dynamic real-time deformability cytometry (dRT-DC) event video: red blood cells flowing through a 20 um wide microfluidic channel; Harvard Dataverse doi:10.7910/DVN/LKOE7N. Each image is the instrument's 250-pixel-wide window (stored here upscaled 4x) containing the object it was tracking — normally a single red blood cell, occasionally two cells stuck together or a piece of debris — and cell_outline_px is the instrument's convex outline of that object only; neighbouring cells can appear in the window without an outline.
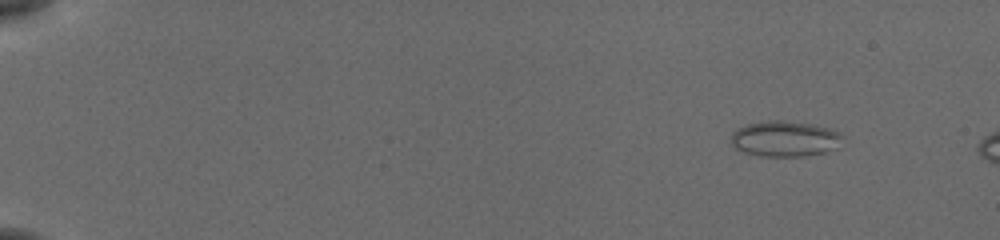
{"species": "common noctule bat (a hibernating species)", "species_latin": "Nyctalus noctula", "temperature_condition": "cold", "stored_images_in_passage": 55, "camera_frame_rate_fps": 3000, "um_per_image_px": 0.085, "animal": {"sex": "female", "body_mass_g": 19.5, "forearm_length_mm": 54.1}, "frame": {"image": 1, "passage_image": 6, "time_ms": 1.667, "image_size_px": [1000, 240], "cell_outline_px": [[844, 136], [836, 148], [824, 152], [804, 156], [760, 156], [744, 152], [736, 148], [732, 144], [732, 132], [748, 124], [772, 120], [780, 120], [812, 124], [828, 128], [840, 132]], "centroid_in_image_um": [66.73, 11.8], "position_along_channel_um": 18.3, "area_um2": 22.95}}
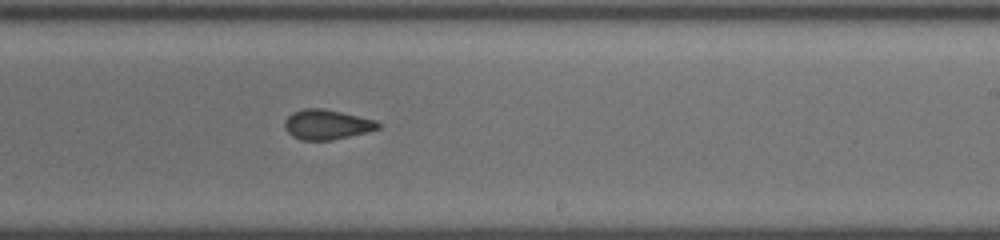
{"frame": {"image": 2, "passage_image": 36, "time_ms": 11.667, "image_size_px": [1000, 240], "cell_outline_px": [[380, 128], [368, 132], [332, 140], [300, 140], [292, 136], [284, 128], [284, 120], [292, 112], [304, 108], [324, 108], [376, 120], [380, 124]], "centroid_in_image_um": [27.76, 10.58], "position_along_channel_um": 261.2, "area_um2": 16.42}}
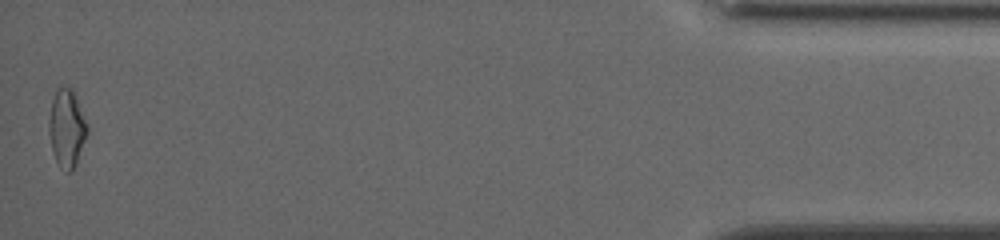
{"frame": {"image": 3, "passage_image": 55, "time_ms": 18.0, "image_size_px": [1000, 240], "cell_outline_px": [[88, 132], [76, 164], [72, 172], [68, 172], [60, 168], [56, 160], [52, 148], [48, 132], [48, 120], [52, 100], [56, 88], [60, 84], [72, 88], [76, 96], [88, 124]], "centroid_in_image_um": [5.67, 10.85], "position_along_channel_um": 429.5, "area_um2": 17.69}, "authors_computed_cell_mechanics": {"area_um2": 17.1088, "velocity_mm_per_s": 3.8514, "shape_relaxation_time_tau1_ms": null, "shape_relaxation_time_tau2_ms": 2.7108, "deformation_change_tau1": null, "deformation_change_tau2": 0.0625}}